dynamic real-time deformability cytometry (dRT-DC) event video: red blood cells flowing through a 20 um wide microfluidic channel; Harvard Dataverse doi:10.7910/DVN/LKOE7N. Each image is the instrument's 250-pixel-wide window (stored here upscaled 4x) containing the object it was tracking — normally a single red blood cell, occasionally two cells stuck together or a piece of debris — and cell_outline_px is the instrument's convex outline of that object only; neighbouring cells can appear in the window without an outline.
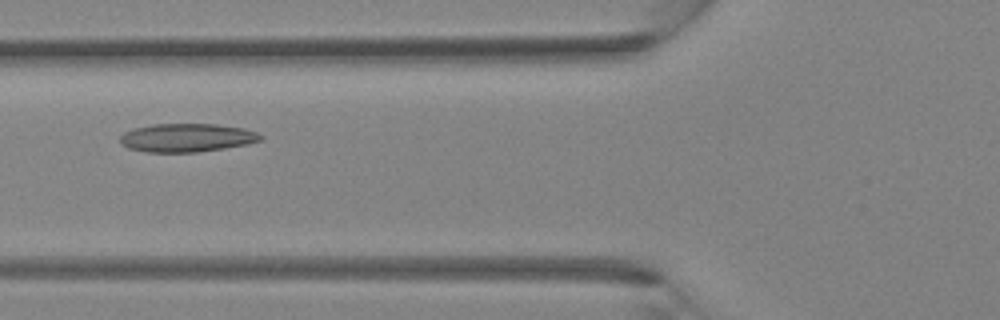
{"species": "Egyptian fruit bat (a non-hibernating species)", "species_latin": "Rousettus aegyptiacus", "temperature_condition": "room temperature", "stored_images_in_passage": 36, "camera_frame_rate_fps": 3000, "um_per_image_px": 0.085, "animal": {"sex": "female"}, "frame": {"image": 1, "passage_image": 11, "time_ms": 3.333, "image_size_px": [1000, 320], "cell_outline_px": [[264, 136], [260, 140], [244, 144], [224, 148], [196, 152], [148, 152], [128, 148], [120, 144], [120, 136], [124, 132], [132, 128], [152, 124], [216, 124], [244, 128], [256, 132]], "centroid_in_image_um": [15.83, 11.7], "position_along_channel_um": 110.0, "area_um2": 23.24}}
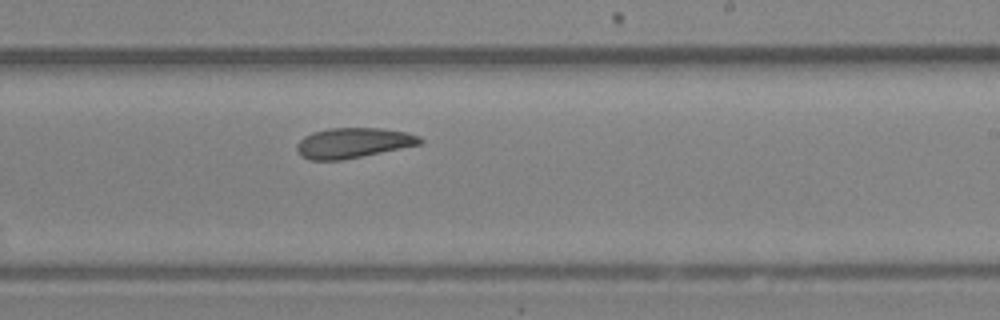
{"frame": {"image": 2, "passage_image": 20, "time_ms": 6.333, "image_size_px": [1000, 320], "cell_outline_px": [[424, 140], [420, 144], [340, 160], [308, 160], [300, 156], [296, 148], [296, 144], [304, 136], [312, 132], [328, 128], [380, 128], [408, 132], [420, 136]], "centroid_in_image_um": [29.98, 12.13], "position_along_channel_um": 259.0, "area_um2": 21.62}}
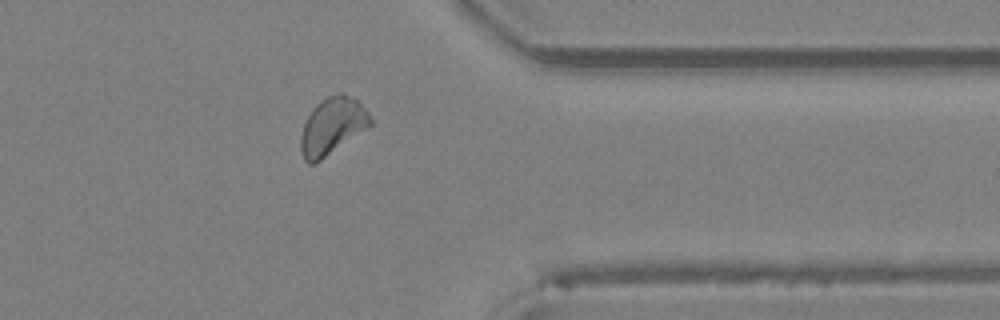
{"frame": {"image": 3, "passage_image": 28, "time_ms": 9.0, "image_size_px": [1000, 320], "cell_outline_px": [[372, 124], [368, 128], [320, 160], [312, 164], [308, 164], [304, 160], [300, 152], [300, 136], [304, 124], [312, 108], [320, 100], [328, 96], [340, 92], [344, 92], [356, 100], [368, 112], [372, 120]], "centroid_in_image_um": [28.22, 10.71], "position_along_channel_um": 383.2, "area_um2": 23.06}}